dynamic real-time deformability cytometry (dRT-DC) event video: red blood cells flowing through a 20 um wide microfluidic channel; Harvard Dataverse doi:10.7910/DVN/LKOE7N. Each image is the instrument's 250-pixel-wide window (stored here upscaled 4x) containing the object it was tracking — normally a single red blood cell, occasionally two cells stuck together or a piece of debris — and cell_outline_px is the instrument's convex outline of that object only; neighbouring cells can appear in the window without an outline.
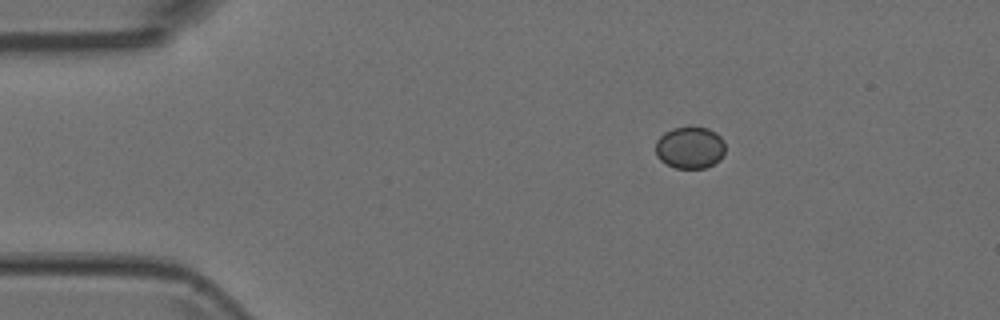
{"species": "Egyptian fruit bat (a non-hibernating species)", "species_latin": "Rousettus aegyptiacus", "temperature_condition": "room temperature", "stored_images_in_passage": 3, "camera_frame_rate_fps": 3000, "um_per_image_px": 0.085, "animal": {"sex": "female"}, "frame": {"image": 1, "passage_image": 1, "time_ms": 0.0, "image_size_px": [1000, 320], "cell_outline_px": [[724, 152], [720, 160], [704, 168], [676, 168], [660, 160], [656, 156], [656, 140], [664, 132], [672, 128], [692, 124], [708, 128], [716, 132], [724, 140]], "centroid_in_image_um": [58.64, 12.5], "position_along_channel_um": 26.4, "area_um2": 17.46}}
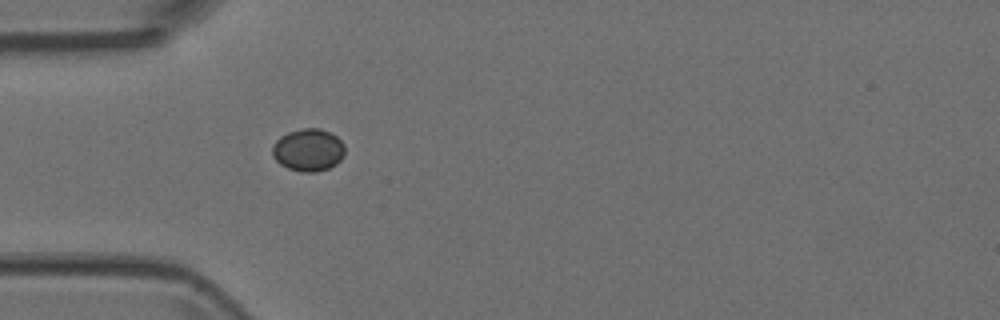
{"frame": {"image": 2, "passage_image": 3, "time_ms": 0.667, "image_size_px": [1000, 320], "cell_outline_px": [[344, 156], [336, 164], [328, 168], [316, 172], [304, 172], [288, 168], [280, 164], [272, 156], [272, 148], [276, 140], [280, 136], [288, 132], [300, 128], [320, 128], [336, 136], [344, 144]], "centroid_in_image_um": [26.2, 12.74], "position_along_channel_um": 58.8, "area_um2": 17.98}}